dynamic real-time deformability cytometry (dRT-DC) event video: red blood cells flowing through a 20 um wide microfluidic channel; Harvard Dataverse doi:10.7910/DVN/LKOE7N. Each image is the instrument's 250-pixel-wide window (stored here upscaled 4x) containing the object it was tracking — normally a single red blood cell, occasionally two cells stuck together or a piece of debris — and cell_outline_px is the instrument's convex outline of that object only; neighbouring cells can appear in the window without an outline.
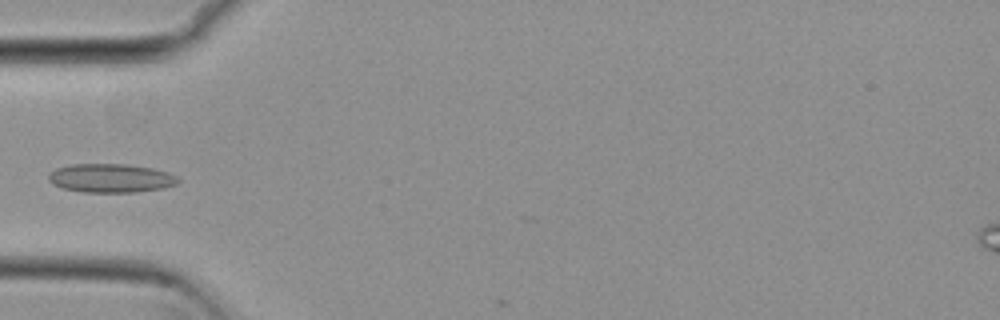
{"species": "common noctule bat (a hibernating species)", "species_latin": "Nyctalus noctula", "temperature_condition": "cold", "stored_images_in_passage": 34, "camera_frame_rate_fps": 3000, "um_per_image_px": 0.085, "animal": {"sex": "female", "body_mass_g": 29.2, "forearm_length_mm": 56.3}, "frame": {"image": 1, "passage_image": 1, "time_ms": 0.0, "image_size_px": [1000, 320], "cell_outline_px": [[180, 180], [176, 184], [164, 188], [136, 192], [84, 192], [60, 188], [52, 184], [48, 180], [48, 172], [56, 168], [72, 164], [128, 164], [152, 168], [168, 172], [176, 176]], "centroid_in_image_um": [9.39, 15.14], "position_along_channel_um": 75.6, "area_um2": 21.91}}
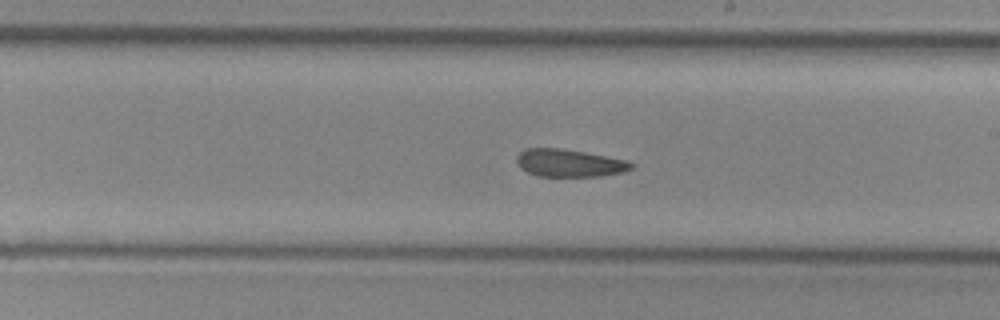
{"frame": {"image": 2, "passage_image": 14, "time_ms": 4.333, "image_size_px": [1000, 320], "cell_outline_px": [[636, 168], [624, 172], [604, 176], [536, 176], [520, 168], [516, 164], [516, 156], [524, 148], [560, 148], [584, 152], [628, 160], [636, 164]], "centroid_in_image_um": [48.43, 13.86], "position_along_channel_um": 240.6, "area_um2": 18.79}}
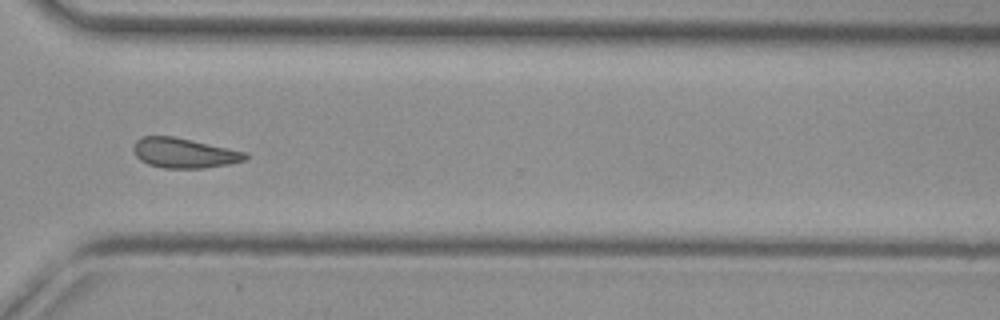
{"frame": {"image": 3, "passage_image": 23, "time_ms": 7.333, "image_size_px": [1000, 320], "cell_outline_px": [[248, 156], [244, 160], [228, 164], [204, 168], [164, 168], [148, 164], [140, 160], [136, 156], [132, 148], [136, 140], [144, 136], [172, 136], [192, 140], [248, 152]], "centroid_in_image_um": [15.64, 13.0], "position_along_channel_um": 355.0, "area_um2": 19.48}}